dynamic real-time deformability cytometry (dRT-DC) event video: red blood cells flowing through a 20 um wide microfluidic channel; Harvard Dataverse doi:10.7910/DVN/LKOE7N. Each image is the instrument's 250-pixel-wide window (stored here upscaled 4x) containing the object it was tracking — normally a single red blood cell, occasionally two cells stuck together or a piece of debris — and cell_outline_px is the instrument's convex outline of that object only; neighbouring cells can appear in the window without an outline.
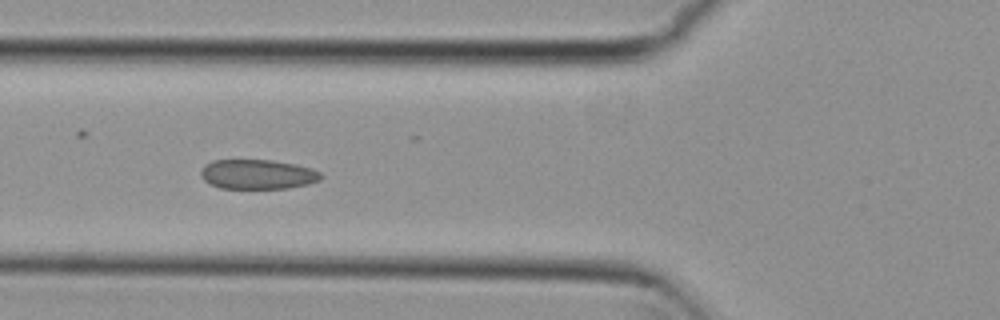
{"species": "common noctule bat (a hibernating species)", "species_latin": "Nyctalus noctula", "temperature_condition": "cold", "stored_images_in_passage": 8, "camera_frame_rate_fps": 3000, "um_per_image_px": 0.085, "animal": {"sex": "female", "body_mass_g": 29.2, "forearm_length_mm": 56.3}, "frame": {"image": 1, "passage_image": 4, "time_ms": 1.0, "image_size_px": [1000, 320], "cell_outline_px": [[324, 176], [320, 180], [308, 184], [288, 188], [220, 188], [204, 180], [200, 176], [200, 168], [204, 164], [212, 160], [272, 160], [296, 164], [312, 168], [320, 172]], "centroid_in_image_um": [21.9, 14.8], "position_along_channel_um": 103.9, "area_um2": 20.92}}
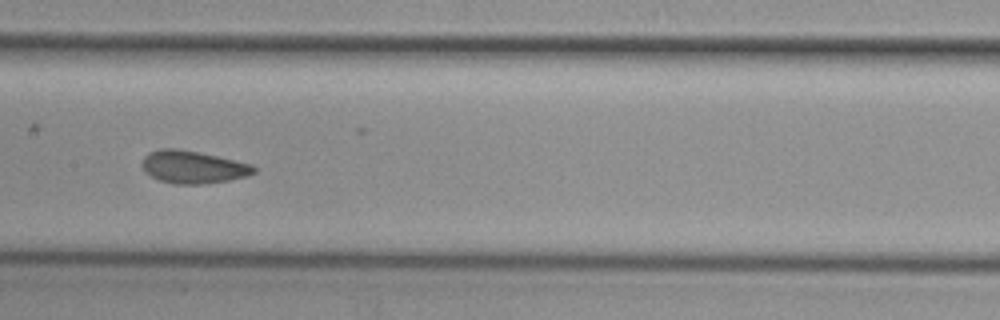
{"frame": {"image": 2, "passage_image": 6, "time_ms": 1.667, "image_size_px": [1000, 320], "cell_outline_px": [[256, 172], [248, 176], [228, 180], [200, 184], [172, 184], [160, 180], [144, 172], [144, 156], [148, 152], [160, 148], [176, 148], [200, 152], [252, 164], [256, 168]], "centroid_in_image_um": [16.42, 14.19], "position_along_channel_um": 191.0, "area_um2": 21.21}}
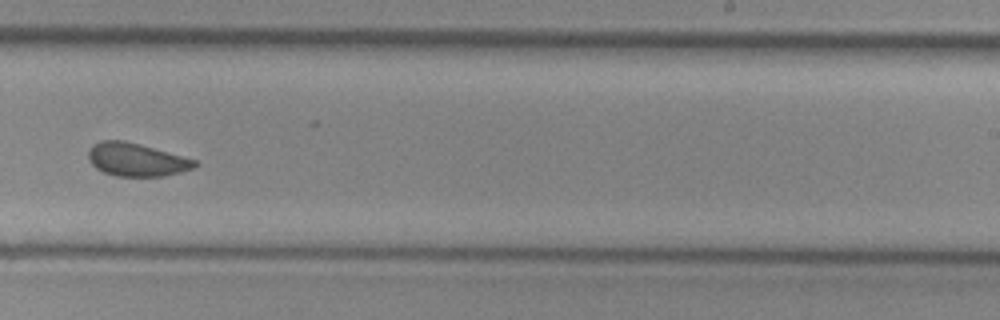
{"frame": {"image": 3, "passage_image": 8, "time_ms": 2.333, "image_size_px": [1000, 320], "cell_outline_px": [[200, 164], [196, 168], [164, 176], [116, 176], [104, 172], [96, 168], [88, 160], [88, 152], [92, 144], [100, 140], [124, 140], [140, 144], [196, 160]], "centroid_in_image_um": [11.6, 13.57], "position_along_channel_um": 277.4, "area_um2": 20.63}}